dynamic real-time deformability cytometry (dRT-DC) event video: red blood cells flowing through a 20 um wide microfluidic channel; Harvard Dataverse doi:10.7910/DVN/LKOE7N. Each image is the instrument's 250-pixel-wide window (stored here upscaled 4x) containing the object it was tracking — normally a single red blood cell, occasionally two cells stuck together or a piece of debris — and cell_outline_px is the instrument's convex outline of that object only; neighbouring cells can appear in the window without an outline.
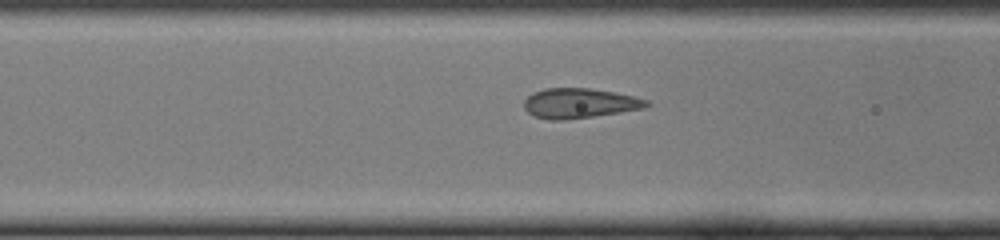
{"species": "common noctule bat (a hibernating species)", "species_latin": "Nyctalus noctula", "temperature_condition": "cold", "stored_images_in_passage": 16, "camera_frame_rate_fps": 3000, "um_per_image_px": 0.085, "animal": {"sex": "female", "body_mass_g": 22.0, "forearm_length_mm": 56.7}, "frame": {"image": 1, "passage_image": 14, "time_ms": 4.333, "image_size_px": [1000, 240], "cell_outline_px": [[652, 104], [644, 108], [620, 112], [564, 120], [548, 120], [536, 116], [528, 112], [524, 108], [524, 100], [532, 92], [544, 88], [588, 88], [612, 92], [632, 96], [648, 100]], "centroid_in_image_um": [49.23, 8.77], "position_along_channel_um": 117.4, "area_um2": 21.21}}